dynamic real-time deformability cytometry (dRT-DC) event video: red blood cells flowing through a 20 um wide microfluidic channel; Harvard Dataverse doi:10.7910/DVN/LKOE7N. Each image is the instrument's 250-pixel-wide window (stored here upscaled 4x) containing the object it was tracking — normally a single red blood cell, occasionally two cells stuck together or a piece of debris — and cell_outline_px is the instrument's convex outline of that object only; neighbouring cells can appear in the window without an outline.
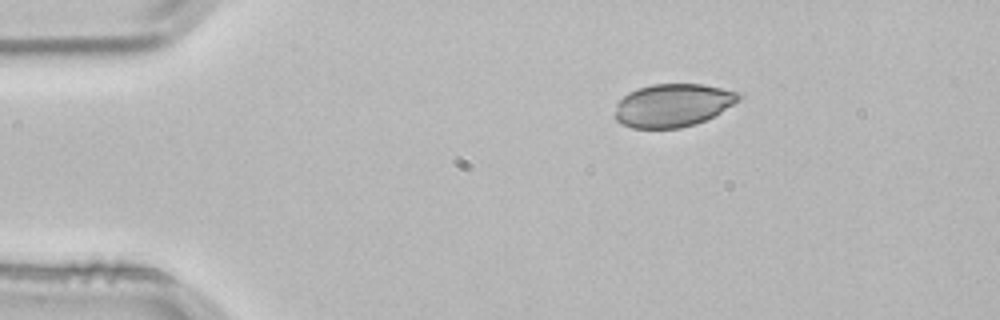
{"species": "common noctule bat (a hibernating species)", "species_latin": "Nyctalus noctula", "temperature_condition": "room temperature", "stored_images_in_passage": 2, "camera_frame_rate_fps": 3000, "um_per_image_px": 0.085, "animal": {"sex": "male", "body_mass_g": 21.5, "forearm_length_mm": 52.0}, "frame": {"image": 1, "passage_image": 1, "time_ms": 0.0, "image_size_px": [1000, 320], "cell_outline_px": [[744, 96], [720, 112], [696, 124], [680, 128], [632, 128], [620, 124], [616, 120], [616, 104], [628, 92], [636, 88], [652, 84], [704, 84], [744, 92]], "centroid_in_image_um": [57.21, 8.93], "position_along_channel_um": 27.8, "area_um2": 31.27}}